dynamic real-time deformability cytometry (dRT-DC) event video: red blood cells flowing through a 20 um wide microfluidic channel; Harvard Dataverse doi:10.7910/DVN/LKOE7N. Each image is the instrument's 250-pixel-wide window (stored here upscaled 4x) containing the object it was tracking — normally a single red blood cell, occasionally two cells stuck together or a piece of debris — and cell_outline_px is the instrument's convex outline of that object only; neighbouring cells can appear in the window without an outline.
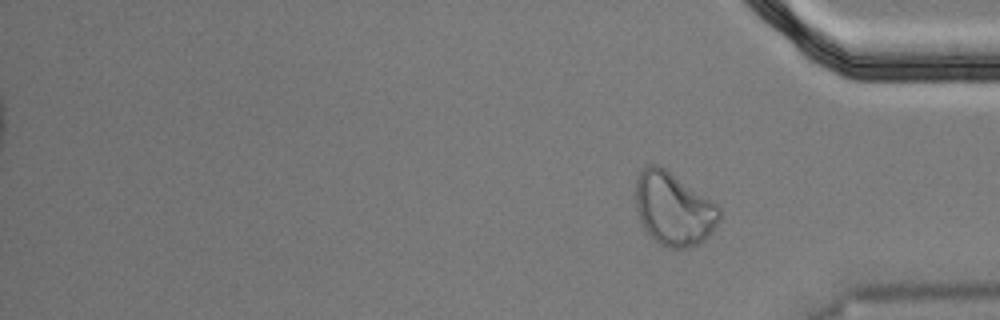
{"species": "Egyptian fruit bat (a non-hibernating species)", "species_latin": "Rousettus aegyptiacus", "temperature_condition": "cold", "stored_images_in_passage": 13, "camera_frame_rate_fps": 3000, "um_per_image_px": 0.085, "animal": {"sex": "male"}, "frame": {"image": 1, "passage_image": 13, "time_ms": 4.0, "image_size_px": [1000, 320], "cell_outline_px": [[720, 220], [712, 232], [700, 244], [688, 248], [668, 248], [660, 244], [640, 224], [636, 208], [636, 176], [648, 164], [656, 164], [664, 168], [716, 204], [720, 208]], "centroid_in_image_um": [57.24, 17.78], "position_along_channel_um": 378.0, "area_um2": 35.49}}